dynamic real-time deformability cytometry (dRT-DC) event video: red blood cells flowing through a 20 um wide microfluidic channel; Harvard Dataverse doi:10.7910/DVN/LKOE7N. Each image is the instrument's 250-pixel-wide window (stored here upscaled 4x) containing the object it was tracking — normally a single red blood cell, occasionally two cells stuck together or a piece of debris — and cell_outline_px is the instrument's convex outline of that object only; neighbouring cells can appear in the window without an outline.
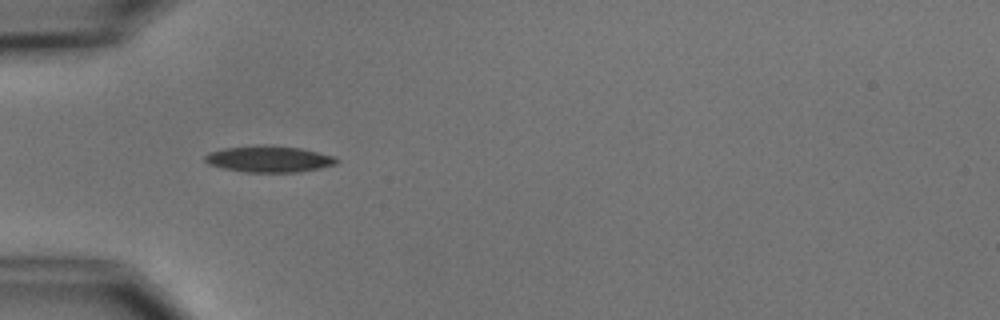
{"species": "common noctule bat (a hibernating species)", "species_latin": "Nyctalus noctula", "temperature_condition": "cold", "stored_images_in_passage": 5, "camera_frame_rate_fps": 3000, "um_per_image_px": 0.085, "animal": {"sex": "male", "body_mass_g": 15.6}, "frame": {"image": 1, "passage_image": 4, "time_ms": 3.667, "image_size_px": [1000, 320], "cell_outline_px": [[340, 160], [336, 164], [320, 168], [296, 172], [244, 172], [224, 168], [208, 164], [204, 160], [204, 156], [208, 152], [224, 148], [260, 144], [272, 144], [300, 148], [336, 156]], "centroid_in_image_um": [22.87, 13.5], "position_along_channel_um": 62.1, "area_um2": 20.52}}